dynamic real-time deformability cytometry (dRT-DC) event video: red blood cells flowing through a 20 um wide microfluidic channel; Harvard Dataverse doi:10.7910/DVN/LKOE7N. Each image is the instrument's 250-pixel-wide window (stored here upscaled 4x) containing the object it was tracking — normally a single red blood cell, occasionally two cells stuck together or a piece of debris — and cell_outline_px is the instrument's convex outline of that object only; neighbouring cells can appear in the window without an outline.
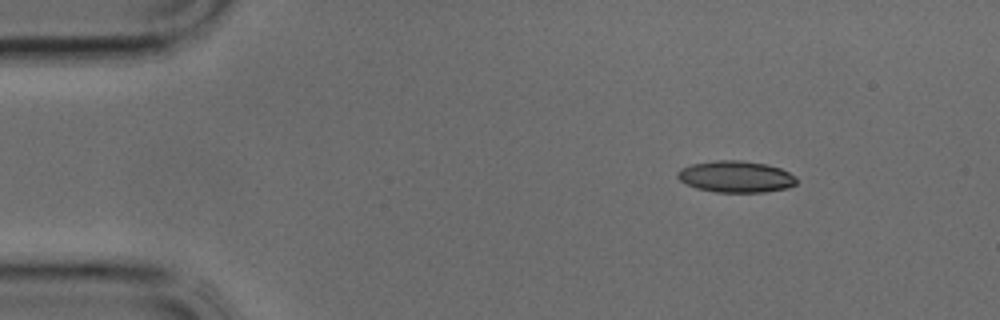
{"species": "common noctule bat (a hibernating species)", "species_latin": "Nyctalus noctula", "temperature_condition": "cold", "stored_images_in_passage": 34, "camera_frame_rate_fps": 3000, "um_per_image_px": 0.085, "animal": {"sex": "male", "body_mass_g": 17.9, "forearm_length_mm": 54.2}, "frame": {"image": 1, "passage_image": 1, "time_ms": 0.0, "image_size_px": [1000, 320], "cell_outline_px": [[796, 184], [788, 188], [764, 192], [716, 192], [696, 188], [680, 180], [676, 176], [676, 172], [680, 168], [692, 164], [716, 160], [740, 160], [768, 164], [780, 168], [796, 176]], "centroid_in_image_um": [62.55, 15.01], "position_along_channel_um": 22.5, "area_um2": 21.96}}
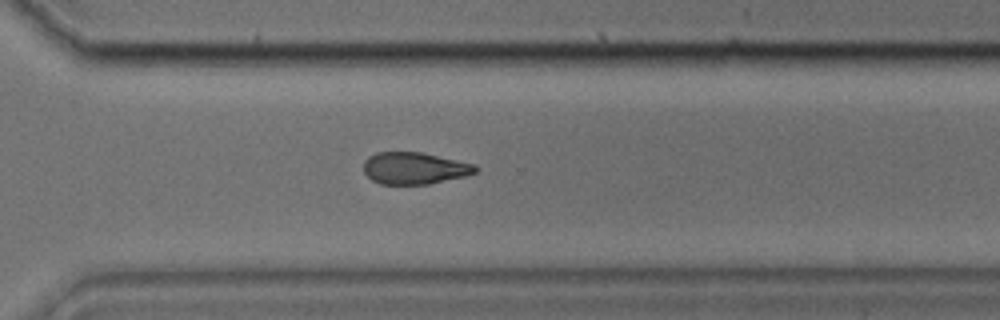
{"frame": {"image": 2, "passage_image": 23, "time_ms": 7.333, "image_size_px": [1000, 320], "cell_outline_px": [[476, 172], [464, 176], [428, 184], [380, 184], [372, 180], [364, 172], [364, 160], [368, 156], [376, 152], [420, 152], [476, 164]], "centroid_in_image_um": [35.2, 14.29], "position_along_channel_um": 335.4, "area_um2": 20.69}}
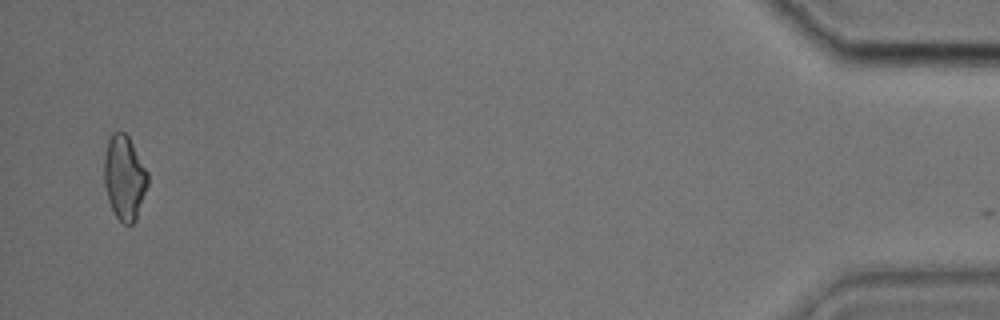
{"frame": {"image": 3, "passage_image": 33, "time_ms": 10.667, "image_size_px": [1000, 320], "cell_outline_px": [[148, 184], [136, 220], [132, 224], [124, 224], [116, 216], [108, 200], [104, 184], [104, 156], [108, 140], [112, 132], [124, 132], [128, 136], [148, 172]], "centroid_in_image_um": [10.57, 15.1], "position_along_channel_um": 424.6, "area_um2": 21.39}}